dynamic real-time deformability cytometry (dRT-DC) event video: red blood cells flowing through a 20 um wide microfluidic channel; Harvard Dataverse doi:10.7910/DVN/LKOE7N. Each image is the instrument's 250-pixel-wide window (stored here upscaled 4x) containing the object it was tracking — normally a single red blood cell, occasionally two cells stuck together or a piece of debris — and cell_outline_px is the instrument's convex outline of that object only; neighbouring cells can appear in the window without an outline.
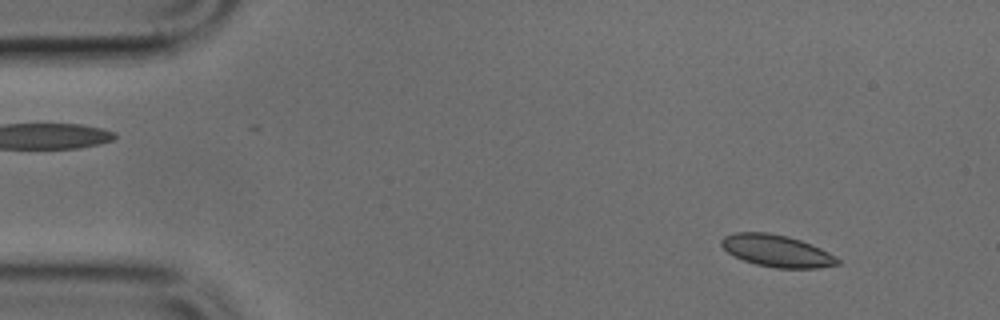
{"species": "common noctule bat (a hibernating species)", "species_latin": "Nyctalus noctula", "temperature_condition": "cold", "stored_images_in_passage": 13, "camera_frame_rate_fps": 3000, "um_per_image_px": 0.085, "animal": {"sex": "male", "body_mass_g": 17.9, "forearm_length_mm": 54.2}, "frame": {"image": 1, "passage_image": 4, "time_ms": 1.0, "image_size_px": [1000, 320], "cell_outline_px": [[840, 264], [816, 268], [776, 268], [756, 264], [744, 260], [728, 252], [720, 244], [720, 240], [724, 236], [736, 232], [768, 232], [788, 236], [812, 244], [828, 252], [840, 260]], "centroid_in_image_um": [66.02, 21.31], "position_along_channel_um": 19.0, "area_um2": 21.56}}
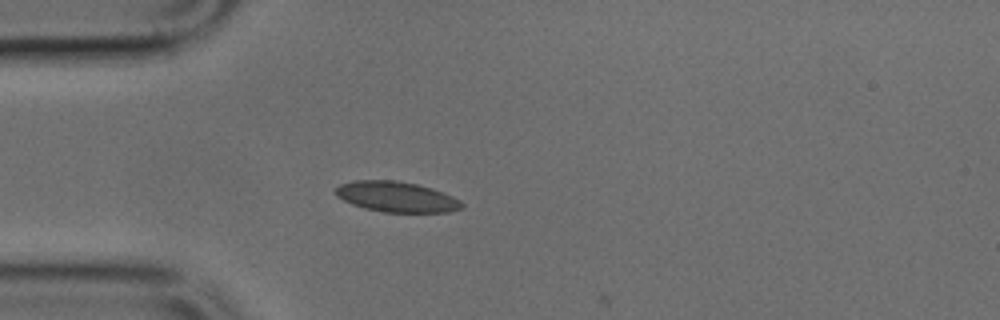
{"frame": {"image": 2, "passage_image": 12, "time_ms": 3.667, "image_size_px": [1000, 320], "cell_outline_px": [[464, 208], [448, 212], [384, 212], [364, 208], [352, 204], [336, 196], [332, 192], [340, 184], [352, 180], [396, 180], [416, 184], [432, 188], [452, 196], [460, 200], [464, 204]], "centroid_in_image_um": [33.68, 16.72], "position_along_channel_um": 51.3, "area_um2": 22.54}}